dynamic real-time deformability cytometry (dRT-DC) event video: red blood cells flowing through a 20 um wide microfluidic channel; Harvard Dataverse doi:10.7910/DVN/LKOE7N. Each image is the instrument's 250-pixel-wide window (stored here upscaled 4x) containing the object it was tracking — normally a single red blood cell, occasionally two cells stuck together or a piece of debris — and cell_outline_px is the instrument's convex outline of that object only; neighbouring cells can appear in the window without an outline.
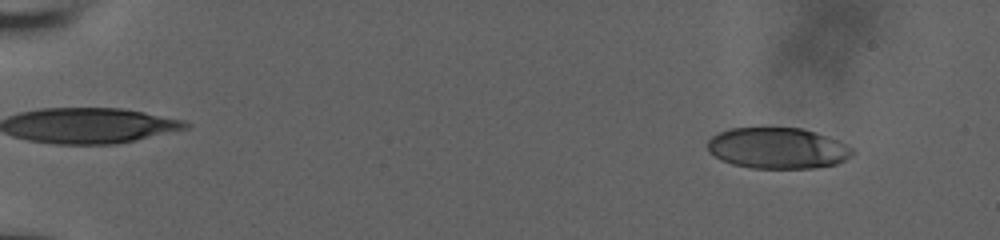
{"species": "human", "species_latin": "Homo sapiens", "temperature_condition": "room temperature", "stored_images_in_passage": 56, "camera_frame_rate_fps": 3000, "um_per_image_px": 0.085, "donor": {"sex": "male"}, "frame": {"image": 1, "passage_image": 6, "time_ms": 1.667, "image_size_px": [1000, 240], "cell_outline_px": [[852, 156], [836, 164], [812, 168], [752, 168], [732, 164], [708, 152], [708, 140], [712, 136], [720, 132], [732, 128], [804, 128], [840, 140], [852, 148]], "centroid_in_image_um": [66.12, 12.59], "position_along_channel_um": 18.9, "area_um2": 34.56}}
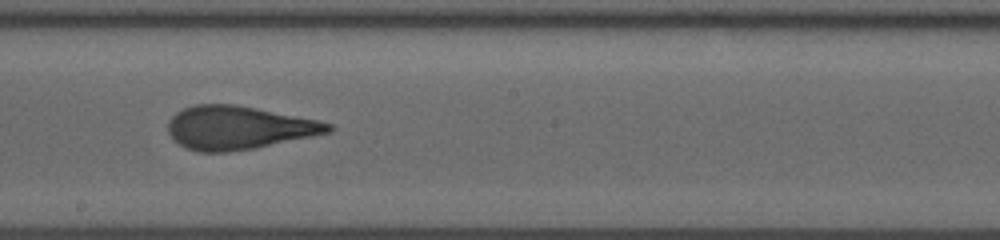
{"frame": {"image": 2, "passage_image": 34, "time_ms": 11.0, "image_size_px": [1000, 240], "cell_outline_px": [[336, 128], [332, 132], [256, 148], [228, 152], [196, 152], [180, 144], [168, 132], [168, 120], [176, 112], [184, 108], [196, 104], [236, 104], [320, 120], [332, 124]], "centroid_in_image_um": [20.32, 10.85], "position_along_channel_um": 227.9, "area_um2": 40.69}}
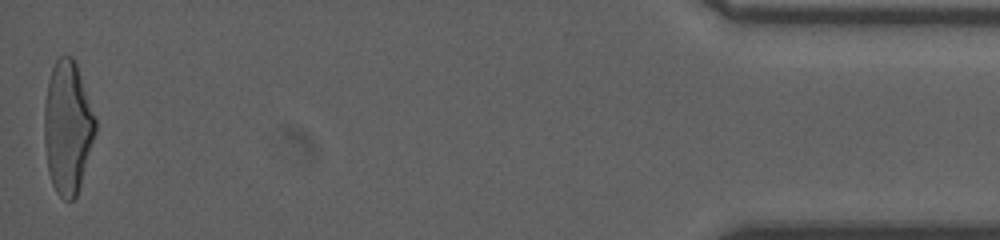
{"frame": {"image": 3, "passage_image": 56, "time_ms": 18.333, "image_size_px": [1000, 240], "cell_outline_px": [[96, 132], [80, 184], [76, 196], [72, 200], [64, 200], [56, 192], [52, 184], [48, 172], [44, 144], [44, 104], [48, 80], [52, 68], [56, 60], [60, 56], [72, 56], [76, 64], [96, 120]], "centroid_in_image_um": [5.72, 10.84], "position_along_channel_um": 429.5, "area_um2": 39.3}, "authors_computed_cell_mechanics": {"area_um2": 39.2751, "velocity_mm_per_s": 3.8679, "shape_relaxation_time_tau1_ms": 6.0412, "shape_relaxation_time_tau2_ms": 1.1937, "deformation_change_tau1": 0.2371, "deformation_change_tau2": 0.1044}}